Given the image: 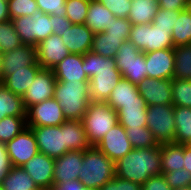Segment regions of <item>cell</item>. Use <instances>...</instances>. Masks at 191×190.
<instances>
[{
  "label": "cell",
  "instance_id": "6da1fadb",
  "mask_svg": "<svg viewBox=\"0 0 191 190\" xmlns=\"http://www.w3.org/2000/svg\"><path fill=\"white\" fill-rule=\"evenodd\" d=\"M32 129L39 153L58 158L68 151H85L90 147L83 124L66 120L60 126L29 127Z\"/></svg>",
  "mask_w": 191,
  "mask_h": 190
},
{
  "label": "cell",
  "instance_id": "7a4b0ae2",
  "mask_svg": "<svg viewBox=\"0 0 191 190\" xmlns=\"http://www.w3.org/2000/svg\"><path fill=\"white\" fill-rule=\"evenodd\" d=\"M82 68L89 78L91 102H106L117 83L122 79V73L116 68L115 59L90 51L83 55Z\"/></svg>",
  "mask_w": 191,
  "mask_h": 190
},
{
  "label": "cell",
  "instance_id": "3957f363",
  "mask_svg": "<svg viewBox=\"0 0 191 190\" xmlns=\"http://www.w3.org/2000/svg\"><path fill=\"white\" fill-rule=\"evenodd\" d=\"M162 174L161 144L135 148L115 162V175L142 185L148 178Z\"/></svg>",
  "mask_w": 191,
  "mask_h": 190
},
{
  "label": "cell",
  "instance_id": "277c9868",
  "mask_svg": "<svg viewBox=\"0 0 191 190\" xmlns=\"http://www.w3.org/2000/svg\"><path fill=\"white\" fill-rule=\"evenodd\" d=\"M89 81H57L54 96L67 120L81 121L91 103Z\"/></svg>",
  "mask_w": 191,
  "mask_h": 190
},
{
  "label": "cell",
  "instance_id": "5b68a950",
  "mask_svg": "<svg viewBox=\"0 0 191 190\" xmlns=\"http://www.w3.org/2000/svg\"><path fill=\"white\" fill-rule=\"evenodd\" d=\"M115 176V163L96 146L83 151L78 179L84 186L100 188Z\"/></svg>",
  "mask_w": 191,
  "mask_h": 190
},
{
  "label": "cell",
  "instance_id": "8992f818",
  "mask_svg": "<svg viewBox=\"0 0 191 190\" xmlns=\"http://www.w3.org/2000/svg\"><path fill=\"white\" fill-rule=\"evenodd\" d=\"M81 122L89 145L96 146L118 124V115L106 102H91Z\"/></svg>",
  "mask_w": 191,
  "mask_h": 190
},
{
  "label": "cell",
  "instance_id": "52a82bcc",
  "mask_svg": "<svg viewBox=\"0 0 191 190\" xmlns=\"http://www.w3.org/2000/svg\"><path fill=\"white\" fill-rule=\"evenodd\" d=\"M12 24L24 45L37 44L53 34L50 15L38 10L32 16L16 17Z\"/></svg>",
  "mask_w": 191,
  "mask_h": 190
},
{
  "label": "cell",
  "instance_id": "ba28073f",
  "mask_svg": "<svg viewBox=\"0 0 191 190\" xmlns=\"http://www.w3.org/2000/svg\"><path fill=\"white\" fill-rule=\"evenodd\" d=\"M114 59L116 68L122 73V78L131 83L138 85L147 77L145 54L132 42H123Z\"/></svg>",
  "mask_w": 191,
  "mask_h": 190
},
{
  "label": "cell",
  "instance_id": "9c48e42d",
  "mask_svg": "<svg viewBox=\"0 0 191 190\" xmlns=\"http://www.w3.org/2000/svg\"><path fill=\"white\" fill-rule=\"evenodd\" d=\"M128 41L144 53L161 49H174L172 30L157 29L151 23L132 25Z\"/></svg>",
  "mask_w": 191,
  "mask_h": 190
},
{
  "label": "cell",
  "instance_id": "30bf717a",
  "mask_svg": "<svg viewBox=\"0 0 191 190\" xmlns=\"http://www.w3.org/2000/svg\"><path fill=\"white\" fill-rule=\"evenodd\" d=\"M146 118V127L159 144L174 142L175 117L173 105L148 106Z\"/></svg>",
  "mask_w": 191,
  "mask_h": 190
},
{
  "label": "cell",
  "instance_id": "8fae6325",
  "mask_svg": "<svg viewBox=\"0 0 191 190\" xmlns=\"http://www.w3.org/2000/svg\"><path fill=\"white\" fill-rule=\"evenodd\" d=\"M66 120L55 98L44 100L26 110L27 127L60 126Z\"/></svg>",
  "mask_w": 191,
  "mask_h": 190
},
{
  "label": "cell",
  "instance_id": "7c38bea8",
  "mask_svg": "<svg viewBox=\"0 0 191 190\" xmlns=\"http://www.w3.org/2000/svg\"><path fill=\"white\" fill-rule=\"evenodd\" d=\"M6 149L12 166H22L39 153L35 135L29 127L7 142Z\"/></svg>",
  "mask_w": 191,
  "mask_h": 190
},
{
  "label": "cell",
  "instance_id": "4fadbf2b",
  "mask_svg": "<svg viewBox=\"0 0 191 190\" xmlns=\"http://www.w3.org/2000/svg\"><path fill=\"white\" fill-rule=\"evenodd\" d=\"M29 66H40L37 61V47L21 45L12 51L1 53V82L14 70Z\"/></svg>",
  "mask_w": 191,
  "mask_h": 190
},
{
  "label": "cell",
  "instance_id": "5bb4252c",
  "mask_svg": "<svg viewBox=\"0 0 191 190\" xmlns=\"http://www.w3.org/2000/svg\"><path fill=\"white\" fill-rule=\"evenodd\" d=\"M57 80L52 69L41 68L31 86L22 97L23 104L27 110L29 107L53 98L54 88Z\"/></svg>",
  "mask_w": 191,
  "mask_h": 190
},
{
  "label": "cell",
  "instance_id": "9a60e30c",
  "mask_svg": "<svg viewBox=\"0 0 191 190\" xmlns=\"http://www.w3.org/2000/svg\"><path fill=\"white\" fill-rule=\"evenodd\" d=\"M96 147L114 163L133 149L126 130L120 123L113 126Z\"/></svg>",
  "mask_w": 191,
  "mask_h": 190
},
{
  "label": "cell",
  "instance_id": "2e32d148",
  "mask_svg": "<svg viewBox=\"0 0 191 190\" xmlns=\"http://www.w3.org/2000/svg\"><path fill=\"white\" fill-rule=\"evenodd\" d=\"M147 106L172 105V80L146 77L137 85Z\"/></svg>",
  "mask_w": 191,
  "mask_h": 190
},
{
  "label": "cell",
  "instance_id": "e0dca14e",
  "mask_svg": "<svg viewBox=\"0 0 191 190\" xmlns=\"http://www.w3.org/2000/svg\"><path fill=\"white\" fill-rule=\"evenodd\" d=\"M144 54L147 77L173 80L175 68L173 49H161Z\"/></svg>",
  "mask_w": 191,
  "mask_h": 190
},
{
  "label": "cell",
  "instance_id": "ac0fdd59",
  "mask_svg": "<svg viewBox=\"0 0 191 190\" xmlns=\"http://www.w3.org/2000/svg\"><path fill=\"white\" fill-rule=\"evenodd\" d=\"M55 159L38 153L22 165L40 190H51L53 185V169Z\"/></svg>",
  "mask_w": 191,
  "mask_h": 190
},
{
  "label": "cell",
  "instance_id": "d6986e66",
  "mask_svg": "<svg viewBox=\"0 0 191 190\" xmlns=\"http://www.w3.org/2000/svg\"><path fill=\"white\" fill-rule=\"evenodd\" d=\"M37 61L41 68L53 69L70 54L61 36L52 34L37 44Z\"/></svg>",
  "mask_w": 191,
  "mask_h": 190
},
{
  "label": "cell",
  "instance_id": "ffe728a7",
  "mask_svg": "<svg viewBox=\"0 0 191 190\" xmlns=\"http://www.w3.org/2000/svg\"><path fill=\"white\" fill-rule=\"evenodd\" d=\"M93 37L94 33L85 24H72L61 35L68 51L81 55L91 51Z\"/></svg>",
  "mask_w": 191,
  "mask_h": 190
},
{
  "label": "cell",
  "instance_id": "44dd1931",
  "mask_svg": "<svg viewBox=\"0 0 191 190\" xmlns=\"http://www.w3.org/2000/svg\"><path fill=\"white\" fill-rule=\"evenodd\" d=\"M83 151H68L55 159L53 184L77 180L82 165Z\"/></svg>",
  "mask_w": 191,
  "mask_h": 190
},
{
  "label": "cell",
  "instance_id": "7402d4cb",
  "mask_svg": "<svg viewBox=\"0 0 191 190\" xmlns=\"http://www.w3.org/2000/svg\"><path fill=\"white\" fill-rule=\"evenodd\" d=\"M82 67L83 55L70 53L52 71L57 81H89Z\"/></svg>",
  "mask_w": 191,
  "mask_h": 190
},
{
  "label": "cell",
  "instance_id": "603a6c76",
  "mask_svg": "<svg viewBox=\"0 0 191 190\" xmlns=\"http://www.w3.org/2000/svg\"><path fill=\"white\" fill-rule=\"evenodd\" d=\"M147 105L145 100L139 95V102H130L122 104V107L117 110L118 123L123 127H146Z\"/></svg>",
  "mask_w": 191,
  "mask_h": 190
},
{
  "label": "cell",
  "instance_id": "cb8c5ba5",
  "mask_svg": "<svg viewBox=\"0 0 191 190\" xmlns=\"http://www.w3.org/2000/svg\"><path fill=\"white\" fill-rule=\"evenodd\" d=\"M41 69V66H29L25 69L14 70L1 83L14 94L23 97Z\"/></svg>",
  "mask_w": 191,
  "mask_h": 190
},
{
  "label": "cell",
  "instance_id": "d4e9b609",
  "mask_svg": "<svg viewBox=\"0 0 191 190\" xmlns=\"http://www.w3.org/2000/svg\"><path fill=\"white\" fill-rule=\"evenodd\" d=\"M115 17L98 0H90L85 25L93 32H104L107 25L115 21Z\"/></svg>",
  "mask_w": 191,
  "mask_h": 190
},
{
  "label": "cell",
  "instance_id": "484cf974",
  "mask_svg": "<svg viewBox=\"0 0 191 190\" xmlns=\"http://www.w3.org/2000/svg\"><path fill=\"white\" fill-rule=\"evenodd\" d=\"M139 95L137 85L122 78L113 89L106 103L117 111L124 103L139 102Z\"/></svg>",
  "mask_w": 191,
  "mask_h": 190
},
{
  "label": "cell",
  "instance_id": "4316f807",
  "mask_svg": "<svg viewBox=\"0 0 191 190\" xmlns=\"http://www.w3.org/2000/svg\"><path fill=\"white\" fill-rule=\"evenodd\" d=\"M162 173H171L184 168V144H161Z\"/></svg>",
  "mask_w": 191,
  "mask_h": 190
},
{
  "label": "cell",
  "instance_id": "83f0119b",
  "mask_svg": "<svg viewBox=\"0 0 191 190\" xmlns=\"http://www.w3.org/2000/svg\"><path fill=\"white\" fill-rule=\"evenodd\" d=\"M132 7L128 19L132 25L150 24L158 12L157 0H131Z\"/></svg>",
  "mask_w": 191,
  "mask_h": 190
},
{
  "label": "cell",
  "instance_id": "f1b7e54d",
  "mask_svg": "<svg viewBox=\"0 0 191 190\" xmlns=\"http://www.w3.org/2000/svg\"><path fill=\"white\" fill-rule=\"evenodd\" d=\"M6 116L26 117L22 97L14 94L0 82V120Z\"/></svg>",
  "mask_w": 191,
  "mask_h": 190
},
{
  "label": "cell",
  "instance_id": "f546056e",
  "mask_svg": "<svg viewBox=\"0 0 191 190\" xmlns=\"http://www.w3.org/2000/svg\"><path fill=\"white\" fill-rule=\"evenodd\" d=\"M0 190H40L22 166H12L2 180Z\"/></svg>",
  "mask_w": 191,
  "mask_h": 190
},
{
  "label": "cell",
  "instance_id": "4dcf8cb0",
  "mask_svg": "<svg viewBox=\"0 0 191 190\" xmlns=\"http://www.w3.org/2000/svg\"><path fill=\"white\" fill-rule=\"evenodd\" d=\"M174 117V143L187 145L191 142V108L174 106Z\"/></svg>",
  "mask_w": 191,
  "mask_h": 190
},
{
  "label": "cell",
  "instance_id": "1f68e13d",
  "mask_svg": "<svg viewBox=\"0 0 191 190\" xmlns=\"http://www.w3.org/2000/svg\"><path fill=\"white\" fill-rule=\"evenodd\" d=\"M125 42L119 37L106 36L105 32L94 33L91 52L103 57L114 58L121 44Z\"/></svg>",
  "mask_w": 191,
  "mask_h": 190
},
{
  "label": "cell",
  "instance_id": "d6a6232c",
  "mask_svg": "<svg viewBox=\"0 0 191 190\" xmlns=\"http://www.w3.org/2000/svg\"><path fill=\"white\" fill-rule=\"evenodd\" d=\"M172 40L174 47L191 43V10L189 8L180 11L172 29Z\"/></svg>",
  "mask_w": 191,
  "mask_h": 190
},
{
  "label": "cell",
  "instance_id": "836d02e7",
  "mask_svg": "<svg viewBox=\"0 0 191 190\" xmlns=\"http://www.w3.org/2000/svg\"><path fill=\"white\" fill-rule=\"evenodd\" d=\"M175 68L173 79H191V43L174 47Z\"/></svg>",
  "mask_w": 191,
  "mask_h": 190
},
{
  "label": "cell",
  "instance_id": "e575fe53",
  "mask_svg": "<svg viewBox=\"0 0 191 190\" xmlns=\"http://www.w3.org/2000/svg\"><path fill=\"white\" fill-rule=\"evenodd\" d=\"M27 128L26 117L6 116L0 120V142L7 143Z\"/></svg>",
  "mask_w": 191,
  "mask_h": 190
},
{
  "label": "cell",
  "instance_id": "d590c367",
  "mask_svg": "<svg viewBox=\"0 0 191 190\" xmlns=\"http://www.w3.org/2000/svg\"><path fill=\"white\" fill-rule=\"evenodd\" d=\"M127 137L133 147L135 148H152L158 147L160 144L154 138L153 134L147 127H124Z\"/></svg>",
  "mask_w": 191,
  "mask_h": 190
},
{
  "label": "cell",
  "instance_id": "8d00e7d4",
  "mask_svg": "<svg viewBox=\"0 0 191 190\" xmlns=\"http://www.w3.org/2000/svg\"><path fill=\"white\" fill-rule=\"evenodd\" d=\"M172 105L191 108V79L172 80Z\"/></svg>",
  "mask_w": 191,
  "mask_h": 190
},
{
  "label": "cell",
  "instance_id": "74e56055",
  "mask_svg": "<svg viewBox=\"0 0 191 190\" xmlns=\"http://www.w3.org/2000/svg\"><path fill=\"white\" fill-rule=\"evenodd\" d=\"M23 45L21 39L16 32L12 20L0 23V52L6 53L14 48Z\"/></svg>",
  "mask_w": 191,
  "mask_h": 190
},
{
  "label": "cell",
  "instance_id": "f35d334b",
  "mask_svg": "<svg viewBox=\"0 0 191 190\" xmlns=\"http://www.w3.org/2000/svg\"><path fill=\"white\" fill-rule=\"evenodd\" d=\"M90 0H66V17L72 24H85Z\"/></svg>",
  "mask_w": 191,
  "mask_h": 190
},
{
  "label": "cell",
  "instance_id": "ab89813d",
  "mask_svg": "<svg viewBox=\"0 0 191 190\" xmlns=\"http://www.w3.org/2000/svg\"><path fill=\"white\" fill-rule=\"evenodd\" d=\"M36 0H8V12L10 19L23 16H32L37 12Z\"/></svg>",
  "mask_w": 191,
  "mask_h": 190
},
{
  "label": "cell",
  "instance_id": "60d3db41",
  "mask_svg": "<svg viewBox=\"0 0 191 190\" xmlns=\"http://www.w3.org/2000/svg\"><path fill=\"white\" fill-rule=\"evenodd\" d=\"M132 24L128 18H116L110 25H107L106 36L119 37L124 41H128L131 32Z\"/></svg>",
  "mask_w": 191,
  "mask_h": 190
},
{
  "label": "cell",
  "instance_id": "b9f144b4",
  "mask_svg": "<svg viewBox=\"0 0 191 190\" xmlns=\"http://www.w3.org/2000/svg\"><path fill=\"white\" fill-rule=\"evenodd\" d=\"M179 13L180 10L171 11L159 7L158 12L156 13L151 24L157 29L160 28L172 30L175 22H177Z\"/></svg>",
  "mask_w": 191,
  "mask_h": 190
},
{
  "label": "cell",
  "instance_id": "7bdbcfd3",
  "mask_svg": "<svg viewBox=\"0 0 191 190\" xmlns=\"http://www.w3.org/2000/svg\"><path fill=\"white\" fill-rule=\"evenodd\" d=\"M167 184L173 189H181L189 187L191 182V173L185 169H178L171 173H162Z\"/></svg>",
  "mask_w": 191,
  "mask_h": 190
},
{
  "label": "cell",
  "instance_id": "ee69618b",
  "mask_svg": "<svg viewBox=\"0 0 191 190\" xmlns=\"http://www.w3.org/2000/svg\"><path fill=\"white\" fill-rule=\"evenodd\" d=\"M117 18H128L132 7L131 0H98Z\"/></svg>",
  "mask_w": 191,
  "mask_h": 190
},
{
  "label": "cell",
  "instance_id": "f6af8a7d",
  "mask_svg": "<svg viewBox=\"0 0 191 190\" xmlns=\"http://www.w3.org/2000/svg\"><path fill=\"white\" fill-rule=\"evenodd\" d=\"M38 9L46 14L66 16L65 0H36Z\"/></svg>",
  "mask_w": 191,
  "mask_h": 190
},
{
  "label": "cell",
  "instance_id": "bcb514c9",
  "mask_svg": "<svg viewBox=\"0 0 191 190\" xmlns=\"http://www.w3.org/2000/svg\"><path fill=\"white\" fill-rule=\"evenodd\" d=\"M142 190H173L163 174L152 176L142 184Z\"/></svg>",
  "mask_w": 191,
  "mask_h": 190
},
{
  "label": "cell",
  "instance_id": "7dc6e473",
  "mask_svg": "<svg viewBox=\"0 0 191 190\" xmlns=\"http://www.w3.org/2000/svg\"><path fill=\"white\" fill-rule=\"evenodd\" d=\"M12 168V164L7 153L6 144L0 142V185Z\"/></svg>",
  "mask_w": 191,
  "mask_h": 190
},
{
  "label": "cell",
  "instance_id": "c3c4849f",
  "mask_svg": "<svg viewBox=\"0 0 191 190\" xmlns=\"http://www.w3.org/2000/svg\"><path fill=\"white\" fill-rule=\"evenodd\" d=\"M51 190H99V188L84 186L81 181L77 179L53 184Z\"/></svg>",
  "mask_w": 191,
  "mask_h": 190
},
{
  "label": "cell",
  "instance_id": "681fc988",
  "mask_svg": "<svg viewBox=\"0 0 191 190\" xmlns=\"http://www.w3.org/2000/svg\"><path fill=\"white\" fill-rule=\"evenodd\" d=\"M50 21L52 22L53 34L62 35V31L66 28L71 27L72 23L68 20L66 16H55L50 15Z\"/></svg>",
  "mask_w": 191,
  "mask_h": 190
},
{
  "label": "cell",
  "instance_id": "f907efd6",
  "mask_svg": "<svg viewBox=\"0 0 191 190\" xmlns=\"http://www.w3.org/2000/svg\"><path fill=\"white\" fill-rule=\"evenodd\" d=\"M158 6L166 10H184L189 7L190 0H157Z\"/></svg>",
  "mask_w": 191,
  "mask_h": 190
},
{
  "label": "cell",
  "instance_id": "816d5d0a",
  "mask_svg": "<svg viewBox=\"0 0 191 190\" xmlns=\"http://www.w3.org/2000/svg\"><path fill=\"white\" fill-rule=\"evenodd\" d=\"M116 190H142V185L116 176Z\"/></svg>",
  "mask_w": 191,
  "mask_h": 190
},
{
  "label": "cell",
  "instance_id": "f5cc1de1",
  "mask_svg": "<svg viewBox=\"0 0 191 190\" xmlns=\"http://www.w3.org/2000/svg\"><path fill=\"white\" fill-rule=\"evenodd\" d=\"M10 20L8 12V0H0V23Z\"/></svg>",
  "mask_w": 191,
  "mask_h": 190
},
{
  "label": "cell",
  "instance_id": "db71d44e",
  "mask_svg": "<svg viewBox=\"0 0 191 190\" xmlns=\"http://www.w3.org/2000/svg\"><path fill=\"white\" fill-rule=\"evenodd\" d=\"M191 173V148L184 144V168Z\"/></svg>",
  "mask_w": 191,
  "mask_h": 190
},
{
  "label": "cell",
  "instance_id": "11a10c76",
  "mask_svg": "<svg viewBox=\"0 0 191 190\" xmlns=\"http://www.w3.org/2000/svg\"><path fill=\"white\" fill-rule=\"evenodd\" d=\"M99 190H116V175L113 179H110L103 186H101Z\"/></svg>",
  "mask_w": 191,
  "mask_h": 190
},
{
  "label": "cell",
  "instance_id": "9f6ffc18",
  "mask_svg": "<svg viewBox=\"0 0 191 190\" xmlns=\"http://www.w3.org/2000/svg\"><path fill=\"white\" fill-rule=\"evenodd\" d=\"M0 82H1V53H0Z\"/></svg>",
  "mask_w": 191,
  "mask_h": 190
},
{
  "label": "cell",
  "instance_id": "6f0895ef",
  "mask_svg": "<svg viewBox=\"0 0 191 190\" xmlns=\"http://www.w3.org/2000/svg\"><path fill=\"white\" fill-rule=\"evenodd\" d=\"M176 190H191L189 187L186 188H181V189H176Z\"/></svg>",
  "mask_w": 191,
  "mask_h": 190
},
{
  "label": "cell",
  "instance_id": "680465c9",
  "mask_svg": "<svg viewBox=\"0 0 191 190\" xmlns=\"http://www.w3.org/2000/svg\"><path fill=\"white\" fill-rule=\"evenodd\" d=\"M190 10H191V0H190V2H189V7H188Z\"/></svg>",
  "mask_w": 191,
  "mask_h": 190
}]
</instances>
